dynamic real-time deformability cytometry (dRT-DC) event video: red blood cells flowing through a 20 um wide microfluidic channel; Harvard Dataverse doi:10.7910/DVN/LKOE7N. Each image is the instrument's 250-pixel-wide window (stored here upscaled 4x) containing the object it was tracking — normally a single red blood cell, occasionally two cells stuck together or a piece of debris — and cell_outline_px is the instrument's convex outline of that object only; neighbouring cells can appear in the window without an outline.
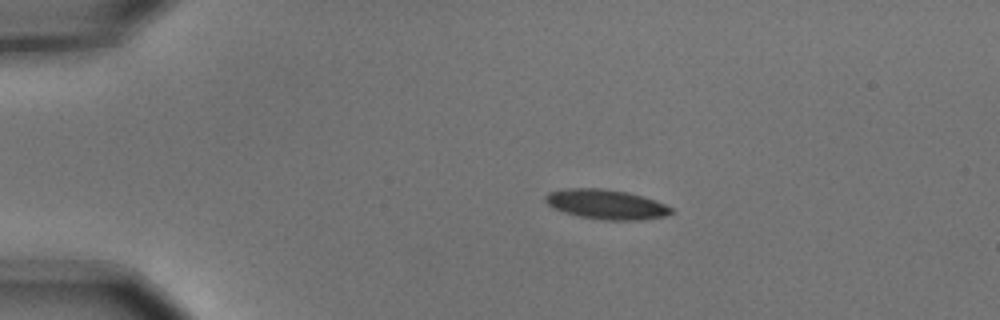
{"species": "common noctule bat (a hibernating species)", "species_latin": "Nyctalus noctula", "temperature_condition": "cold", "stored_images_in_passage": 9, "camera_frame_rate_fps": 3000, "um_per_image_px": 0.085, "animal": {"sex": "male", "body_mass_g": 15.6}, "frame": {"image": 1, "passage_image": 3, "time_ms": 0.667, "image_size_px": [1000, 320], "cell_outline_px": [[672, 212], [664, 216], [640, 220], [604, 220], [580, 216], [564, 212], [548, 204], [544, 200], [544, 196], [548, 192], [568, 188], [604, 188], [628, 192], [644, 196], [656, 200], [672, 208]], "centroid_in_image_um": [51.53, 17.35], "position_along_channel_um": 33.5, "area_um2": 21.73}}
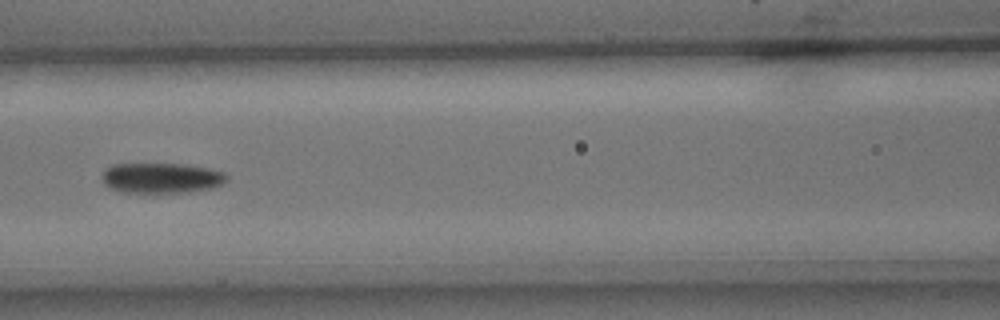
{"frame": {"image": 2, "passage_image": 7, "time_ms": 2.0, "image_size_px": [1000, 320], "cell_outline_px": [[228, 180], [212, 188], [188, 192], [124, 192], [108, 188], [100, 180], [100, 176], [112, 164], [184, 164], [208, 168], [224, 172], [228, 176]], "centroid_in_image_um": [13.7, 15.13], "position_along_channel_um": 152.9, "area_um2": 22.08}}
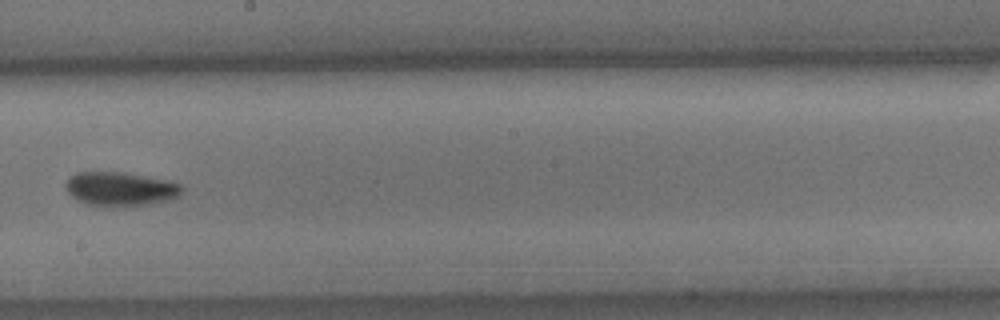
{"frame": {"image": 3, "passage_image": 9, "time_ms": 2.667, "image_size_px": [1000, 320], "cell_outline_px": [[184, 188], [180, 196], [168, 200], [148, 204], [124, 208], [100, 208], [84, 204], [72, 196], [64, 188], [64, 184], [76, 172], [124, 172], [164, 180], [180, 184]], "centroid_in_image_um": [10.2, 16.1], "position_along_channel_um": 238.0, "area_um2": 23.58}}